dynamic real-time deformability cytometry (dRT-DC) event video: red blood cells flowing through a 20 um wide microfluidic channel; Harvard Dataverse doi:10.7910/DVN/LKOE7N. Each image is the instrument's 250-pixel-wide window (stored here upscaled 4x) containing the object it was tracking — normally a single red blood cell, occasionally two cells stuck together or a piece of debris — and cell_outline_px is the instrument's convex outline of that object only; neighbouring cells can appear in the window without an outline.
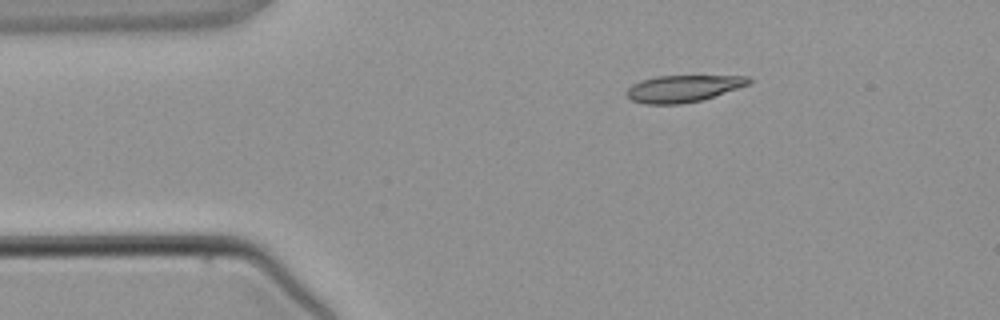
{"species": "common noctule bat (a hibernating species)", "species_latin": "Nyctalus noctula", "temperature_condition": "warm", "stored_images_in_passage": 2, "camera_frame_rate_fps": 3000, "um_per_image_px": 0.085, "animal": {"sex": "male", "body_mass_g": 21.5, "forearm_length_mm": 52.0}, "frame": {"image": 1, "passage_image": 1, "time_ms": 0.0, "image_size_px": [1000, 320], "cell_outline_px": [[752, 80], [748, 84], [700, 100], [680, 104], [644, 104], [632, 100], [624, 92], [632, 84], [640, 80], [656, 76], [748, 76]], "centroid_in_image_um": [57.99, 7.52], "position_along_channel_um": 27.0, "area_um2": 18.84}}